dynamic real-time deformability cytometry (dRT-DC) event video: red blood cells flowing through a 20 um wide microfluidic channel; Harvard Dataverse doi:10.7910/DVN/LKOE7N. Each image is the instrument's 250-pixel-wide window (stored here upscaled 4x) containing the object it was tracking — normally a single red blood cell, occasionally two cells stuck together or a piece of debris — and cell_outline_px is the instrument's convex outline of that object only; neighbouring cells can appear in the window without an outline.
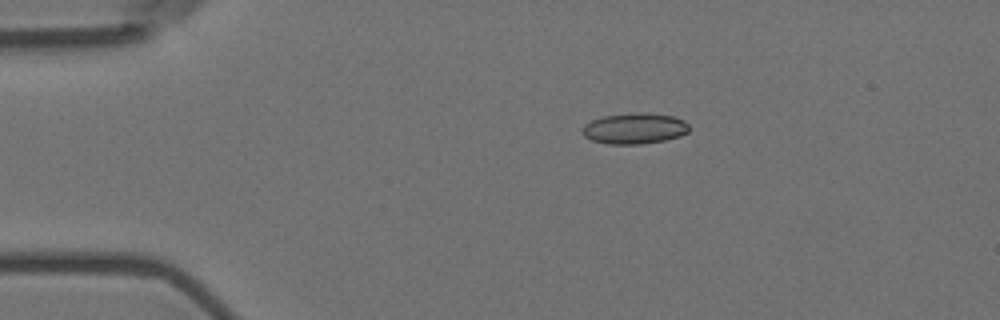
{"species": "Egyptian fruit bat (a non-hibernating species)", "species_latin": "Rousettus aegyptiacus", "temperature_condition": "room temperature", "stored_images_in_passage": 53, "camera_frame_rate_fps": 3000, "um_per_image_px": 0.085, "animal": {"sex": "female"}, "frame": {"image": 1, "passage_image": 7, "time_ms": 2.0, "image_size_px": [1000, 320], "cell_outline_px": [[688, 132], [680, 136], [664, 140], [640, 144], [608, 144], [592, 140], [584, 136], [580, 132], [580, 128], [584, 124], [592, 120], [604, 116], [672, 116], [684, 120], [688, 124]], "centroid_in_image_um": [53.87, 10.99], "position_along_channel_um": 31.1, "area_um2": 18.21}}
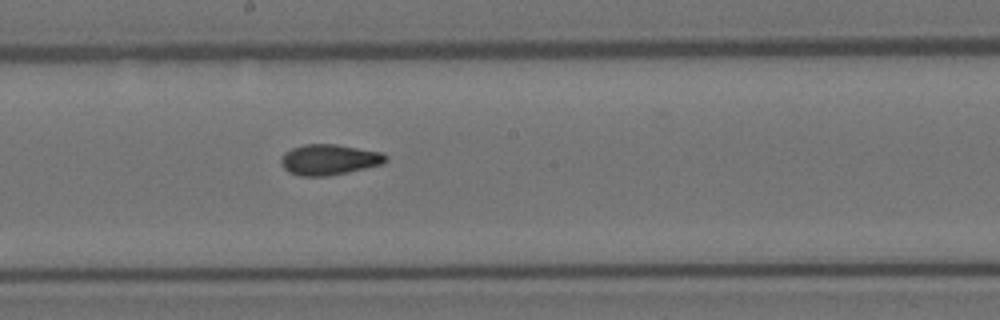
{"frame": {"image": 2, "passage_image": 27, "time_ms": 8.667, "image_size_px": [1000, 320], "cell_outline_px": [[388, 160], [380, 164], [348, 172], [324, 176], [300, 176], [288, 172], [280, 164], [280, 160], [284, 152], [292, 148], [304, 144], [336, 144], [384, 152], [388, 156]], "centroid_in_image_um": [27.97, 13.56], "position_along_channel_um": 220.2, "area_um2": 18.79}}
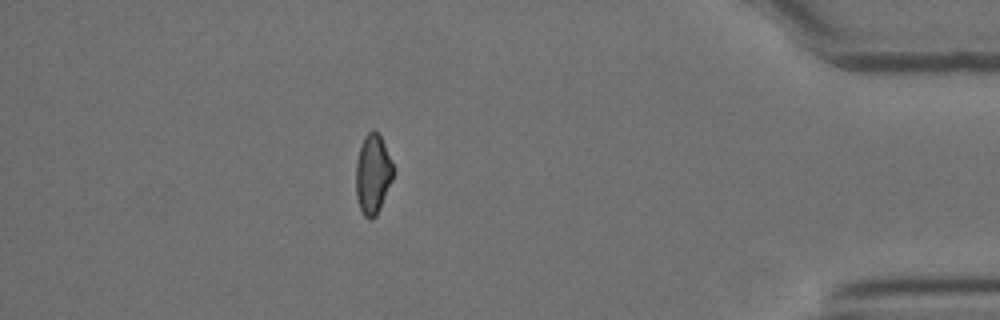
{"frame": {"image": 3, "passage_image": 46, "time_ms": 15.0, "image_size_px": [1000, 320], "cell_outline_px": [[392, 180], [380, 208], [376, 216], [372, 220], [368, 220], [364, 216], [360, 208], [356, 196], [356, 164], [360, 144], [364, 136], [372, 128], [380, 132], [392, 164]], "centroid_in_image_um": [31.67, 14.78], "position_along_channel_um": 403.5, "area_um2": 17.4}, "authors_computed_cell_mechanics": {"area_um2": 18.207, "velocity_mm_per_s": 3.5911, "shape_relaxation_time_tau1_ms": null, "shape_relaxation_time_tau2_ms": 3.158, "deformation_change_tau1": null, "deformation_change_tau2": 0.101}}